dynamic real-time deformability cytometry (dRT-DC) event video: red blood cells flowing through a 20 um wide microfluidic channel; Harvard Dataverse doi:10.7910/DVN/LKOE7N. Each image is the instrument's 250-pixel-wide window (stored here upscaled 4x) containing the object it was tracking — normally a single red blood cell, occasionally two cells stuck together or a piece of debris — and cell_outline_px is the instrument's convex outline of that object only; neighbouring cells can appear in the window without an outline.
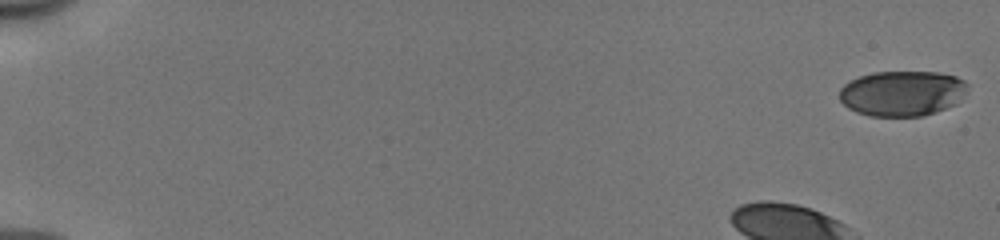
{"species": "human", "species_latin": "Homo sapiens", "temperature_condition": "cold", "stored_images_in_passage": 43, "camera_frame_rate_fps": 3000, "um_per_image_px": 0.085, "donor": {"sex": "male"}, "frame": {"image": 1, "passage_image": 1, "time_ms": 0.0, "image_size_px": [1000, 240], "cell_outline_px": [[968, 88], [956, 104], [936, 112], [924, 116], [868, 116], [856, 112], [848, 108], [840, 100], [840, 88], [844, 84], [860, 76], [872, 72], [936, 72], [956, 76], [964, 80], [968, 84]], "centroid_in_image_um": [76.69, 7.94], "position_along_channel_um": 8.3, "area_um2": 33.99}}
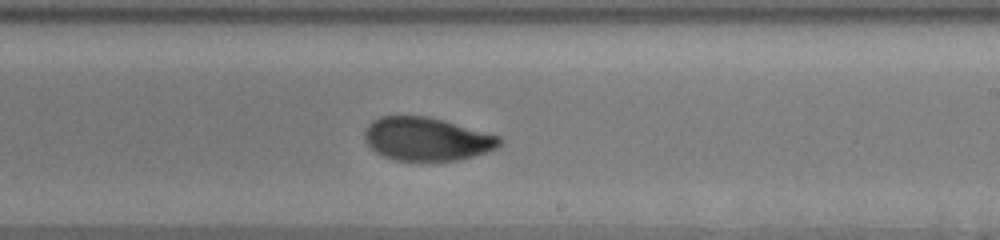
{"frame": {"image": 2, "passage_image": 30, "time_ms": 9.667, "image_size_px": [1000, 240], "cell_outline_px": [[504, 144], [496, 148], [460, 160], [392, 160], [376, 152], [368, 144], [364, 136], [364, 132], [368, 124], [372, 120], [380, 116], [428, 116], [444, 120], [500, 136], [504, 140]], "centroid_in_image_um": [36.29, 11.8], "position_along_channel_um": 252.7, "area_um2": 34.04}}
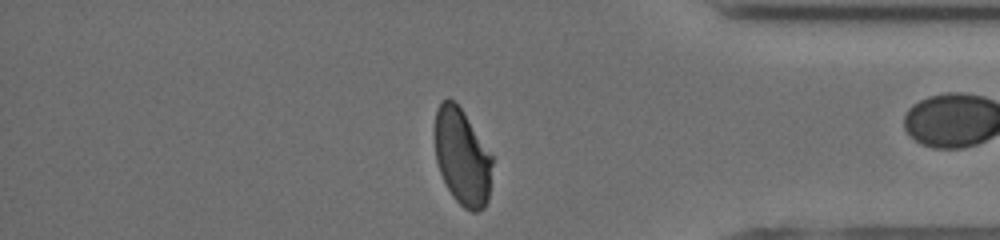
{"frame": {"image": 3, "passage_image": 42, "time_ms": 13.667, "image_size_px": [1000, 240], "cell_outline_px": [[492, 164], [488, 200], [484, 208], [476, 212], [472, 212], [464, 208], [452, 196], [440, 172], [436, 160], [436, 112], [440, 100], [448, 96], [464, 112], [492, 156]], "centroid_in_image_um": [39.29, 13.35], "position_along_channel_um": 395.9, "area_um2": 31.96}}